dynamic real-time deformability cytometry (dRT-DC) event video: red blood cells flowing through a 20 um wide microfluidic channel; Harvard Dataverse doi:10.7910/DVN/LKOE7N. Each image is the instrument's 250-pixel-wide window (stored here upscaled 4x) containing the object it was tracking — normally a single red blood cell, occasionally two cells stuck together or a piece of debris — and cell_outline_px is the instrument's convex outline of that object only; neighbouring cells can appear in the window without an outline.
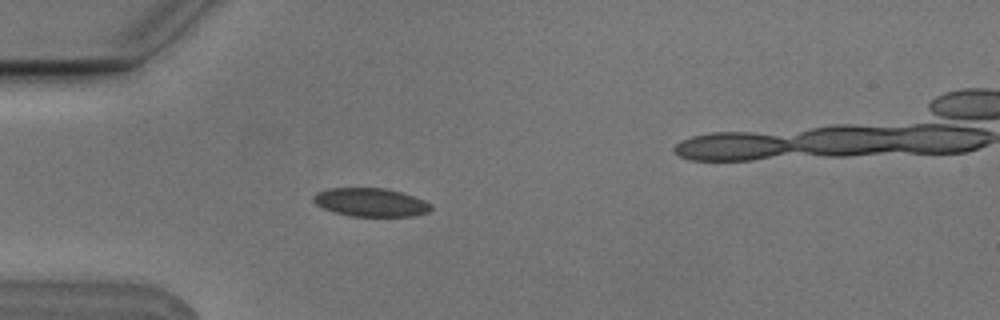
{"species": "Egyptian fruit bat (a non-hibernating species)", "species_latin": "Rousettus aegyptiacus", "temperature_condition": "cold", "stored_images_in_passage": 4, "camera_frame_rate_fps": 3000, "um_per_image_px": 0.085, "animal": {"sex": "male"}, "frame": {"image": 1, "passage_image": 4, "time_ms": 1.0, "image_size_px": [1000, 320], "cell_outline_px": [[432, 208], [428, 212], [416, 216], [348, 216], [324, 208], [316, 204], [312, 200], [312, 196], [316, 192], [332, 188], [384, 188], [400, 192], [424, 200], [432, 204]], "centroid_in_image_um": [31.51, 17.2], "position_along_channel_um": 53.5, "area_um2": 19.42}}